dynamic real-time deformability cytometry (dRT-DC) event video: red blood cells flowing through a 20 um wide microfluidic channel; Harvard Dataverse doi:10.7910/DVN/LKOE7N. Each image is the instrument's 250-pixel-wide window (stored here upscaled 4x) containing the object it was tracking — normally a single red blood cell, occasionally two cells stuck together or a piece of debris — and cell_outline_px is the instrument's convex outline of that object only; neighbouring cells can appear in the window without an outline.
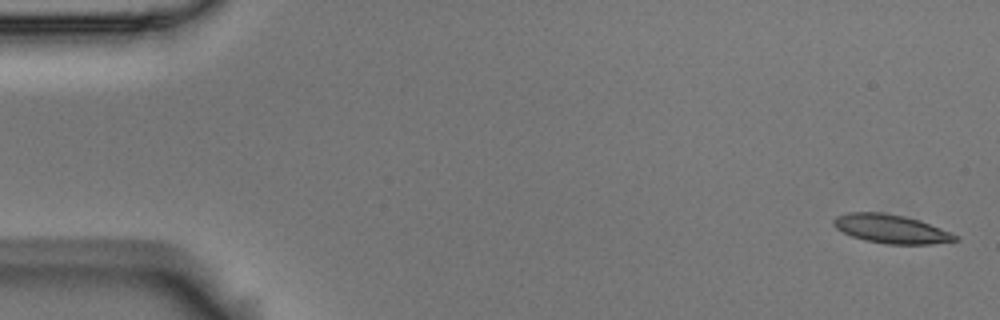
{"species": "Egyptian fruit bat (a non-hibernating species)", "species_latin": "Rousettus aegyptiacus", "temperature_condition": "room temperature", "stored_images_in_passage": 55, "camera_frame_rate_fps": 3000, "um_per_image_px": 0.085, "animal": {"sex": "male"}, "frame": {"image": 1, "passage_image": 1, "time_ms": 0.0, "image_size_px": [1000, 320], "cell_outline_px": [[960, 240], [932, 244], [888, 244], [864, 240], [852, 236], [836, 228], [832, 224], [832, 220], [836, 216], [848, 212], [884, 212], [904, 216], [920, 220], [960, 236]], "centroid_in_image_um": [75.75, 19.45], "position_along_channel_um": 9.2, "area_um2": 20.46}}
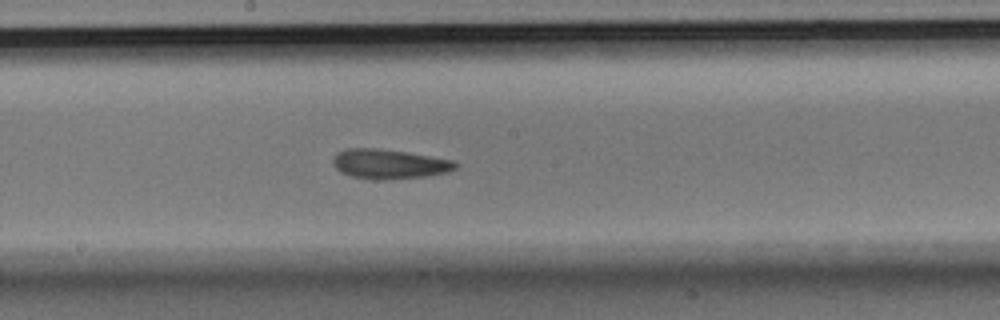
{"frame": {"image": 2, "passage_image": 29, "time_ms": 9.333, "image_size_px": [1000, 320], "cell_outline_px": [[460, 164], [456, 168], [448, 172], [428, 176], [384, 180], [368, 180], [352, 176], [340, 172], [332, 164], [332, 160], [336, 152], [344, 148], [376, 148], [408, 152], [456, 160]], "centroid_in_image_um": [33.09, 13.94], "position_along_channel_um": 215.1, "area_um2": 21.68}}
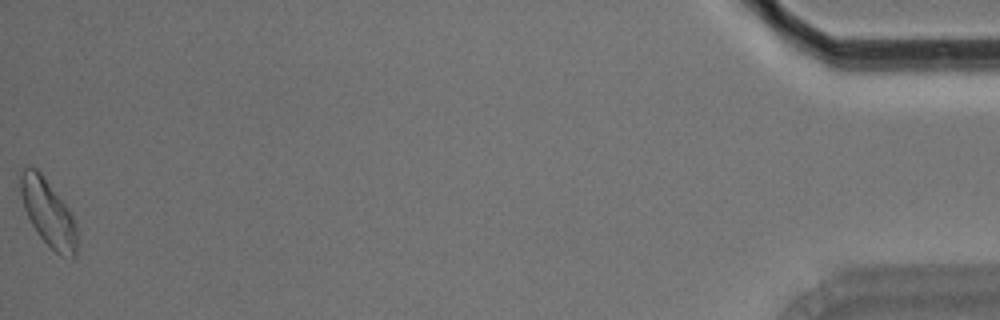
{"frame": {"image": 3, "passage_image": 55, "time_ms": 18.0, "image_size_px": [1000, 320], "cell_outline_px": [[76, 260], [72, 260], [60, 256], [40, 236], [32, 224], [24, 208], [20, 192], [16, 172], [20, 168], [28, 164], [32, 164], [40, 172], [72, 212], [76, 220]], "centroid_in_image_um": [4.06, 18.02], "position_along_channel_um": 431.1, "area_um2": 22.66}, "authors_computed_cell_mechanics": {"area_um2": 20.4612, "velocity_mm_per_s": 3.621, "shape_relaxation_time_tau1_ms": 4.75, "shape_relaxation_time_tau2_ms": 5.3757, "deformation_change_tau1": 0.1212, "deformation_change_tau2": 0.1209}}